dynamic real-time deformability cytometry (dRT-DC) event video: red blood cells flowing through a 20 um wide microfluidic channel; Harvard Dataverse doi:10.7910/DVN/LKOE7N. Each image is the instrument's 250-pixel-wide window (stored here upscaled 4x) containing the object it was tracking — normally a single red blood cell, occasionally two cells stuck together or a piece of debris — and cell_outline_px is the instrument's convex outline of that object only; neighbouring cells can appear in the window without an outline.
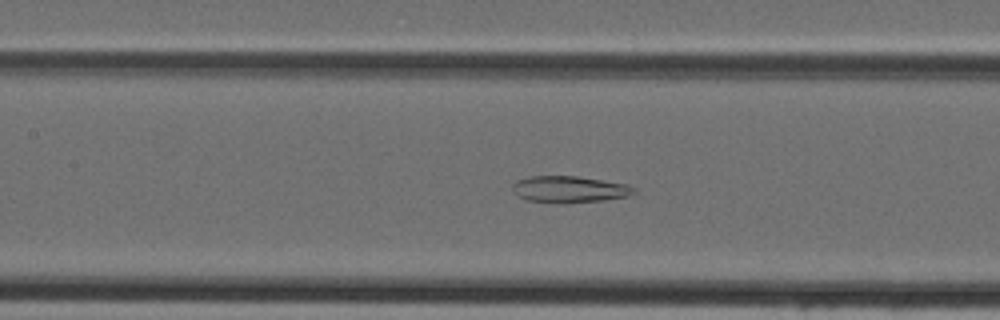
{"species": "Egyptian fruit bat (a non-hibernating species)", "species_latin": "Rousettus aegyptiacus", "temperature_condition": "cold", "stored_images_in_passage": 46, "camera_frame_rate_fps": 3000, "um_per_image_px": 0.085, "animal": {"sex": "female"}, "frame": {"image": 1, "passage_image": 21, "time_ms": 6.667, "image_size_px": [1000, 320], "cell_outline_px": [[636, 192], [628, 196], [600, 200], [564, 204], [556, 204], [524, 200], [516, 196], [512, 192], [512, 184], [516, 180], [532, 176], [576, 176], [628, 184], [636, 188]], "centroid_in_image_um": [48.33, 16.1], "position_along_channel_um": 159.1, "area_um2": 19.19}}
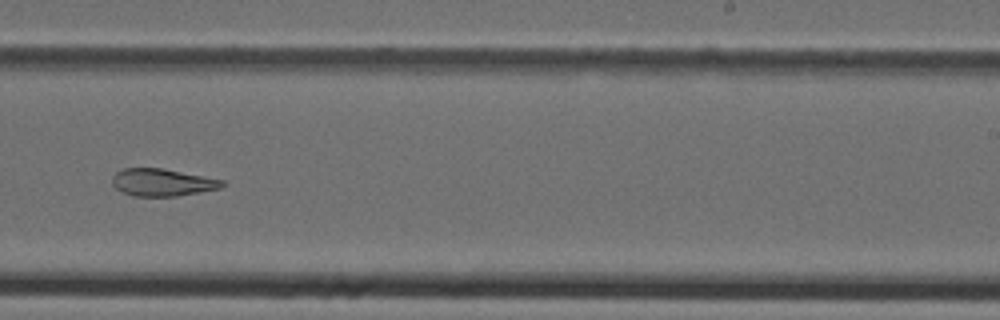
{"frame": {"image": 2, "passage_image": 29, "time_ms": 9.333, "image_size_px": [1000, 320], "cell_outline_px": [[228, 184], [220, 188], [200, 192], [176, 196], [132, 196], [116, 188], [112, 184], [112, 176], [116, 172], [124, 168], [160, 168], [224, 180]], "centroid_in_image_um": [13.8, 15.5], "position_along_channel_um": 275.2, "area_um2": 17.46}}
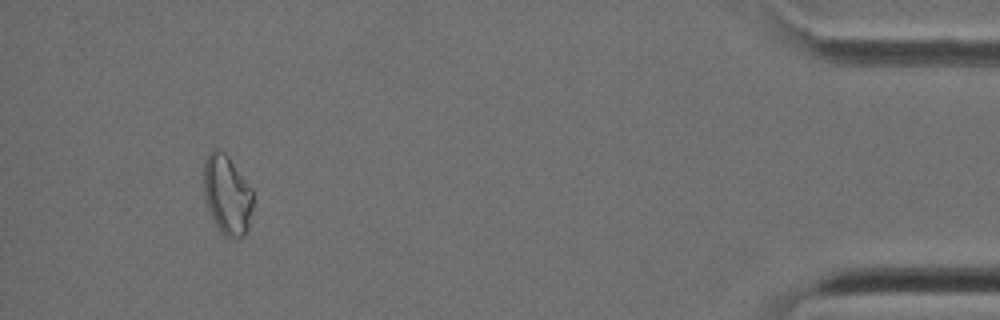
{"frame": {"image": 3, "passage_image": 43, "time_ms": 14.0, "image_size_px": [1000, 320], "cell_outline_px": [[252, 208], [248, 228], [244, 236], [240, 240], [232, 240], [224, 236], [216, 224], [208, 208], [204, 196], [204, 160], [208, 152], [212, 148], [216, 148], [224, 152], [228, 156], [252, 188]], "centroid_in_image_um": [19.3, 16.57], "position_along_channel_um": 415.9, "area_um2": 23.06}}